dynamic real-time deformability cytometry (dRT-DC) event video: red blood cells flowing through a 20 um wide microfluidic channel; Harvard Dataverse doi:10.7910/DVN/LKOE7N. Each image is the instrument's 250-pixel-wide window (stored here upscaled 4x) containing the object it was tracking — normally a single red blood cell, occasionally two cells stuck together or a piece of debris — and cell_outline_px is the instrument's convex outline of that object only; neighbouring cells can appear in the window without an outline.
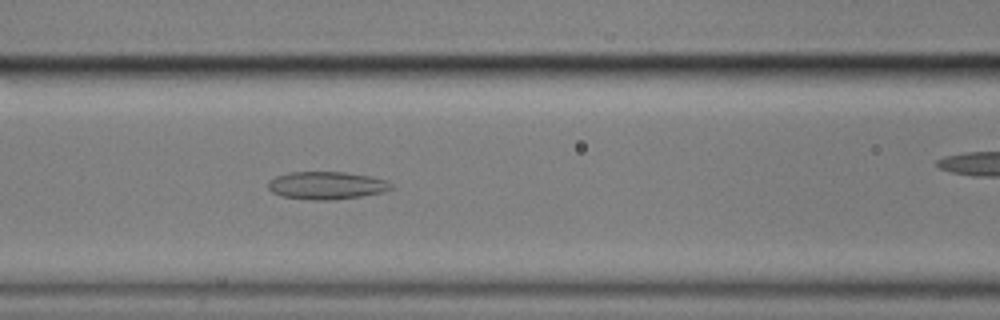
{"species": "common noctule bat (a hibernating species)", "species_latin": "Nyctalus noctula", "temperature_condition": "cold", "stored_images_in_passage": 56, "camera_frame_rate_fps": 3000, "um_per_image_px": 0.085, "animal": {"sex": "male", "body_mass_g": 17.9}, "frame": {"image": 1, "passage_image": 23, "time_ms": 7.333, "image_size_px": [1000, 320], "cell_outline_px": [[392, 188], [384, 192], [336, 200], [312, 200], [284, 196], [272, 192], [268, 188], [268, 180], [276, 176], [288, 172], [344, 172], [368, 176], [388, 180], [392, 184]], "centroid_in_image_um": [27.76, 15.76], "position_along_channel_um": 138.8, "area_um2": 19.88}}
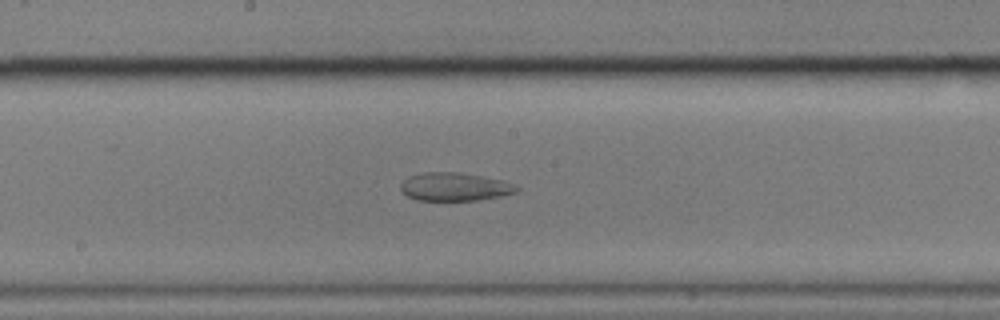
{"frame": {"image": 2, "passage_image": 29, "time_ms": 9.333, "image_size_px": [1000, 320], "cell_outline_px": [[520, 188], [516, 192], [500, 196], [476, 200], [416, 200], [400, 192], [400, 184], [408, 176], [424, 172], [460, 172], [504, 180]], "centroid_in_image_um": [38.61, 15.87], "position_along_channel_um": 209.6, "area_um2": 19.13}}
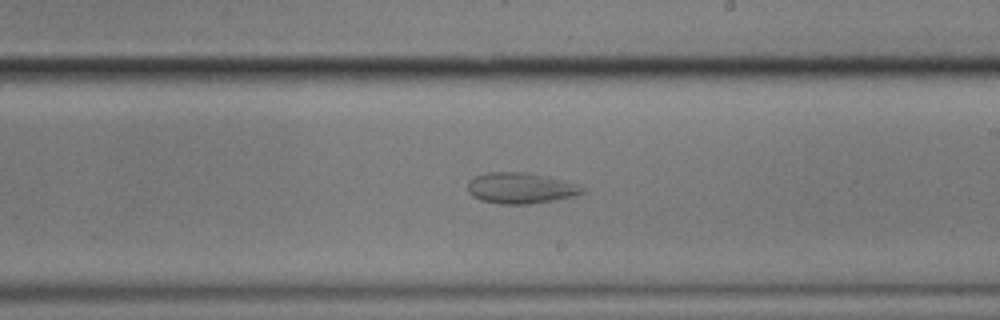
{"frame": {"image": 3, "passage_image": 32, "time_ms": 10.333, "image_size_px": [1000, 320], "cell_outline_px": [[588, 188], [584, 192], [576, 196], [528, 204], [500, 204], [480, 200], [472, 196], [468, 192], [468, 180], [476, 176], [488, 172], [528, 172], [548, 176], [564, 180]], "centroid_in_image_um": [44.27, 15.98], "position_along_channel_um": 244.7, "area_um2": 20.87}}